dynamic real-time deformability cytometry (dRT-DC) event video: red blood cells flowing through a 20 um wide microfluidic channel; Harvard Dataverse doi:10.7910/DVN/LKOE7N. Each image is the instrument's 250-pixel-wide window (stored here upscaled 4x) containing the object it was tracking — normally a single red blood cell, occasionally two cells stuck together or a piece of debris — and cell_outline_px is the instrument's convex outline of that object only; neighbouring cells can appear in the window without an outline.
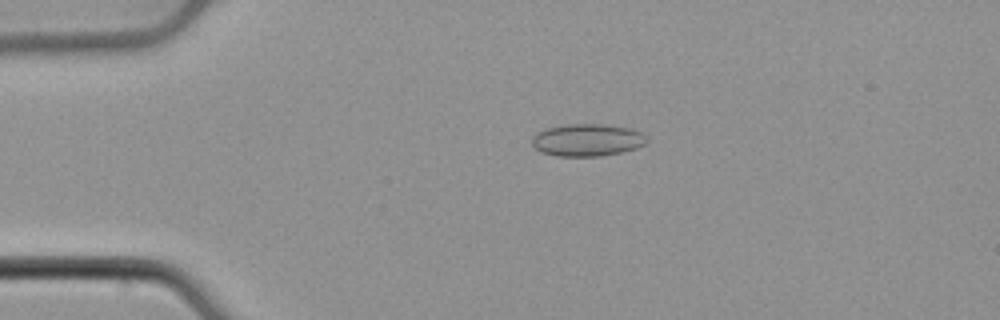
{"species": "common noctule bat (a hibernating species)", "species_latin": "Nyctalus noctula", "temperature_condition": "cold", "stored_images_in_passage": 46, "camera_frame_rate_fps": 3000, "um_per_image_px": 0.085, "animal": {"sex": "male", "body_mass_g": 21.5, "forearm_length_mm": 52.0}, "frame": {"image": 1, "passage_image": 5, "time_ms": 1.333, "image_size_px": [1000, 320], "cell_outline_px": [[648, 140], [644, 144], [636, 148], [620, 152], [600, 156], [556, 156], [540, 152], [532, 144], [532, 136], [548, 128], [568, 124], [604, 124], [632, 128], [644, 132], [648, 136]], "centroid_in_image_um": [49.97, 11.9], "position_along_channel_um": 35.0, "area_um2": 21.73}}
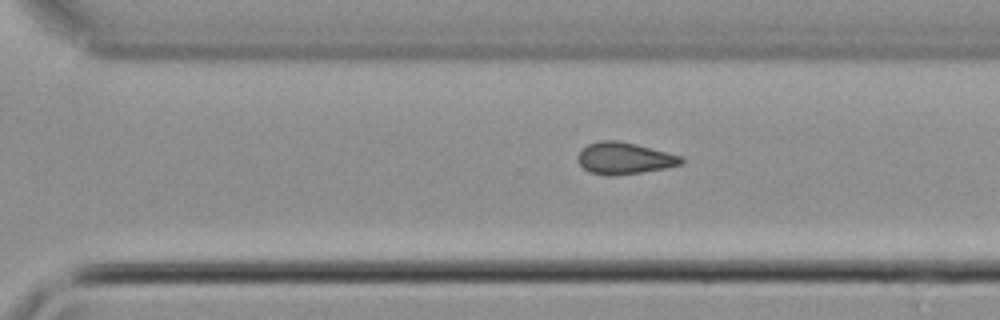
{"frame": {"image": 2, "passage_image": 30, "time_ms": 9.667, "image_size_px": [1000, 320], "cell_outline_px": [[684, 160], [680, 164], [664, 168], [640, 172], [612, 176], [608, 176], [588, 172], [580, 164], [576, 156], [588, 144], [600, 140], [620, 140], [684, 156]], "centroid_in_image_um": [53.06, 13.44], "position_along_channel_um": 317.5, "area_um2": 19.13}}
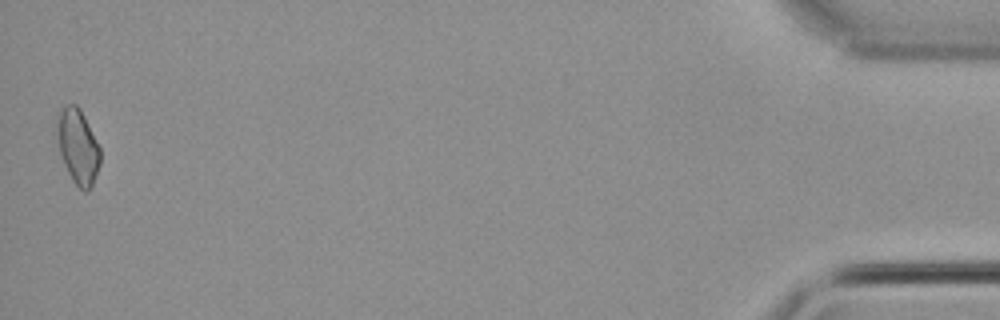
{"frame": {"image": 3, "passage_image": 46, "time_ms": 15.0, "image_size_px": [1000, 320], "cell_outline_px": [[100, 164], [92, 184], [88, 192], [84, 192], [72, 180], [64, 164], [60, 152], [56, 136], [56, 116], [60, 108], [68, 104], [76, 104], [80, 108], [100, 148]], "centroid_in_image_um": [6.59, 12.42], "position_along_channel_um": 428.6, "area_um2": 18.9}, "authors_computed_cell_mechanics": {"area_um2": 19.1029, "velocity_mm_per_s": 3.8782, "shape_relaxation_time_tau1_ms": null, "shape_relaxation_time_tau2_ms": 6.3734, "deformation_change_tau1": null, "deformation_change_tau2": 0.1152}}